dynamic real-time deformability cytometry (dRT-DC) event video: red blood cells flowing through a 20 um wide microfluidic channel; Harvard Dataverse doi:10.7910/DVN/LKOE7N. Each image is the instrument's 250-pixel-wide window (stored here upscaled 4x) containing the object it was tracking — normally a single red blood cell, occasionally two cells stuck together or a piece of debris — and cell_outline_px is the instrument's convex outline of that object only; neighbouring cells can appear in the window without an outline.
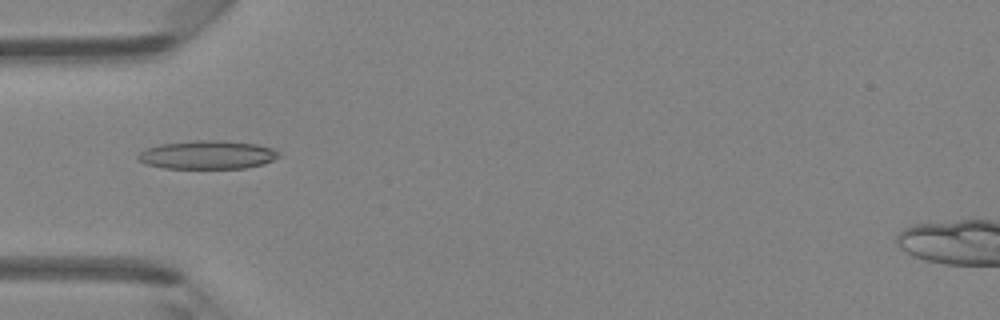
{"species": "Egyptian fruit bat (a non-hibernating species)", "species_latin": "Rousettus aegyptiacus", "temperature_condition": "room temperature", "stored_images_in_passage": 4, "camera_frame_rate_fps": 3000, "um_per_image_px": 0.085, "animal": {"sex": "female"}, "frame": {"image": 1, "passage_image": 4, "time_ms": 4.333, "image_size_px": [1000, 320], "cell_outline_px": [[280, 156], [264, 164], [244, 168], [164, 168], [144, 164], [136, 160], [136, 156], [140, 152], [148, 148], [160, 144], [196, 140], [216, 140], [256, 144], [272, 148], [280, 152]], "centroid_in_image_um": [17.61, 13.16], "position_along_channel_um": 67.4, "area_um2": 23.41}}